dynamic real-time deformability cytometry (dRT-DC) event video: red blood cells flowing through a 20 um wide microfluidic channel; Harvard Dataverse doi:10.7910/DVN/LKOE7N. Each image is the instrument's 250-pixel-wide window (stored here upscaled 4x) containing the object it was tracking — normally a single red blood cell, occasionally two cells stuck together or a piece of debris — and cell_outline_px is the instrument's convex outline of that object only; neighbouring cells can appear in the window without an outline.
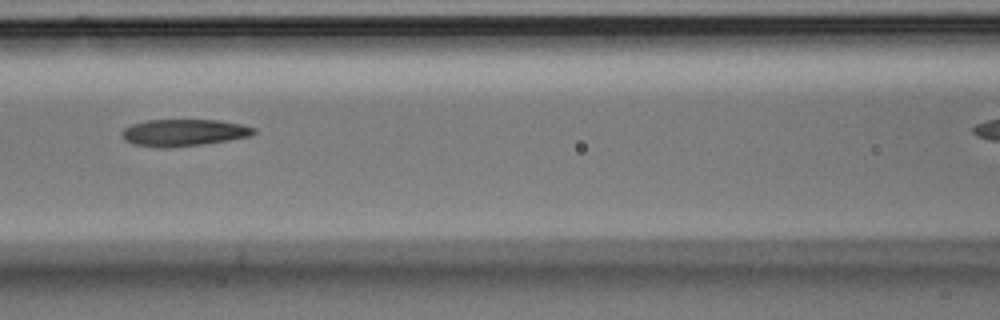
{"species": "Egyptian fruit bat (a non-hibernating species)", "species_latin": "Rousettus aegyptiacus", "temperature_condition": "room temperature", "stored_images_in_passage": 7, "segment_of_instrument_passage": [1, 2], "camera_frame_rate_fps": 3000, "um_per_image_px": 0.085, "animal": {"sex": "male"}, "frame": {"image": 1, "passage_image": 4, "time_ms": 1.0, "image_size_px": [1000, 320], "cell_outline_px": [[256, 132], [252, 136], [204, 144], [168, 148], [164, 148], [132, 144], [124, 140], [120, 132], [124, 128], [132, 124], [148, 120], [220, 120], [244, 124], [256, 128]], "centroid_in_image_um": [15.64, 11.27], "position_along_channel_um": 151.0, "area_um2": 20.92}}
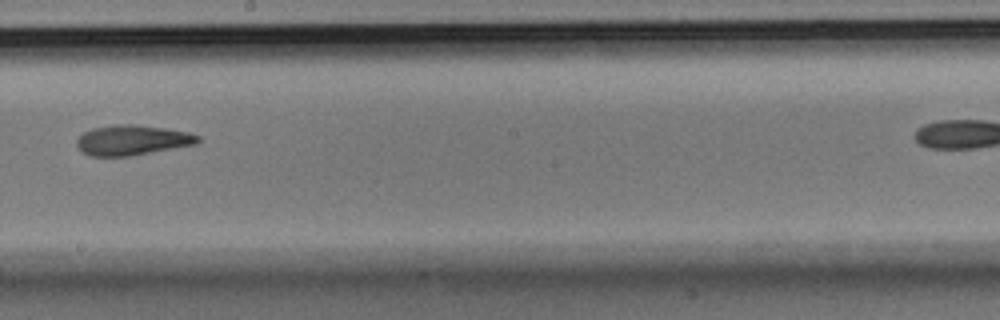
{"frame": {"image": 2, "passage_image": 6, "time_ms": 1.667, "image_size_px": [1000, 320], "cell_outline_px": [[200, 140], [196, 144], [132, 156], [92, 156], [84, 152], [76, 144], [76, 140], [84, 132], [92, 128], [116, 124], [132, 124], [164, 128], [188, 132], [200, 136]], "centroid_in_image_um": [11.25, 11.91], "position_along_channel_um": 236.9, "area_um2": 21.15}}